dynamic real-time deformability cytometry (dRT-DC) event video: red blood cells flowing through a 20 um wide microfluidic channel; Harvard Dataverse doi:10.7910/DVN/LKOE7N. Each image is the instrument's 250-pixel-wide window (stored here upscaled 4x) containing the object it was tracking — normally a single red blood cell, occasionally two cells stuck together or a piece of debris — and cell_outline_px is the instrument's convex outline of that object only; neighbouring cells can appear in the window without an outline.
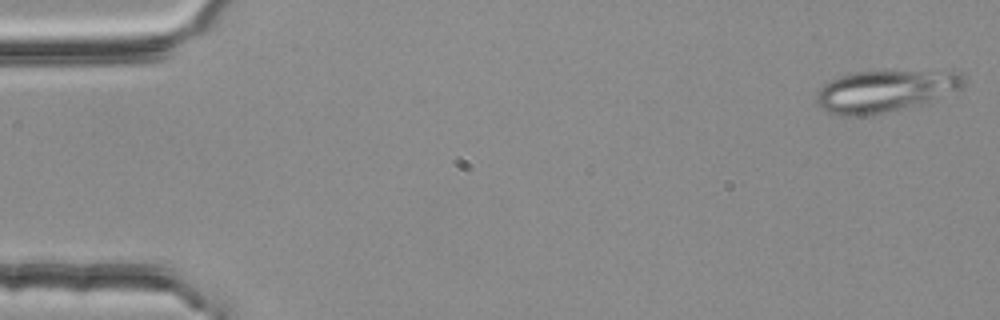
{"species": "common noctule bat (a hibernating species)", "species_latin": "Nyctalus noctula", "temperature_condition": "room temperature", "stored_images_in_passage": 54, "segment_of_instrument_passage": [1, 2], "camera_frame_rate_fps": 3000, "um_per_image_px": 0.085, "animal": {"sex": "female", "body_mass_g": 25.1}, "frame": {"image": 1, "passage_image": 1, "time_ms": 0.0, "image_size_px": [1000, 320], "cell_outline_px": [[964, 88], [924, 104], [908, 108], [860, 116], [840, 116], [828, 112], [820, 108], [816, 104], [816, 92], [824, 84], [840, 76], [856, 72], [960, 72], [964, 76]], "centroid_in_image_um": [75.22, 7.77], "position_along_channel_um": 9.8, "area_um2": 35.78}}